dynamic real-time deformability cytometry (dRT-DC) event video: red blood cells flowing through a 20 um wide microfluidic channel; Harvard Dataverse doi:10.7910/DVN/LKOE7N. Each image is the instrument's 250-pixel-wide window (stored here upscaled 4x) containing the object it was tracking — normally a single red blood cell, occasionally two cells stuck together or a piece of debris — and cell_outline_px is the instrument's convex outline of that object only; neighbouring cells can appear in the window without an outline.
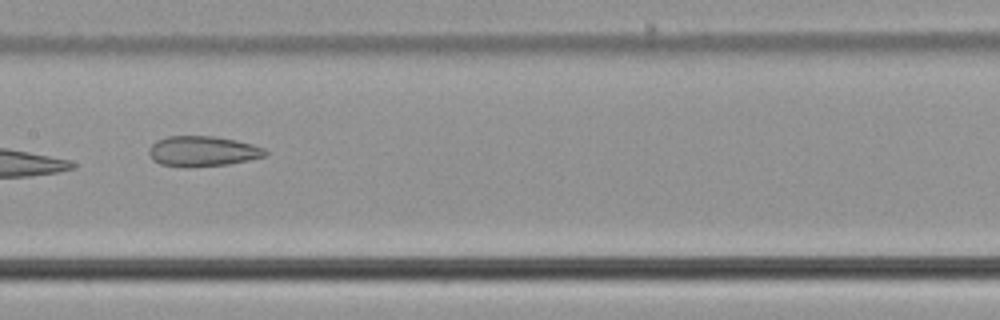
{"species": "common noctule bat (a hibernating species)", "species_latin": "Nyctalus noctula", "temperature_condition": "cold", "stored_images_in_passage": 9, "camera_frame_rate_fps": 3000, "um_per_image_px": 0.085, "animal": {"sex": "male", "body_mass_g": 21.5, "forearm_length_mm": 52.0}, "frame": {"image": 1, "passage_image": 8, "time_ms": 2.333, "image_size_px": [1000, 320], "cell_outline_px": [[268, 152], [264, 156], [248, 160], [228, 164], [192, 168], [188, 168], [160, 164], [152, 160], [148, 152], [148, 148], [156, 140], [168, 136], [212, 136], [236, 140], [252, 144], [264, 148]], "centroid_in_image_um": [17.18, 12.86], "position_along_channel_um": 190.2, "area_um2": 20.75}}
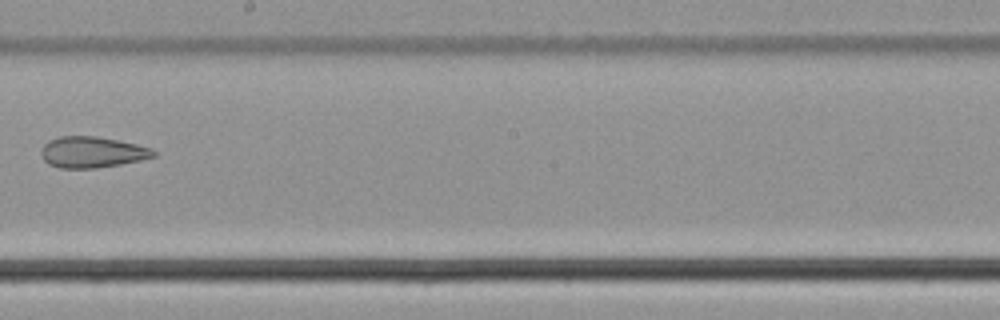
{"frame": {"image": 2, "passage_image": 9, "time_ms": 2.667, "image_size_px": [1000, 320], "cell_outline_px": [[156, 156], [140, 160], [120, 164], [96, 168], [60, 168], [48, 164], [44, 160], [40, 152], [44, 144], [48, 140], [60, 136], [96, 136], [136, 144], [152, 148], [156, 152]], "centroid_in_image_um": [7.81, 12.93], "position_along_channel_um": 240.4, "area_um2": 20.35}}